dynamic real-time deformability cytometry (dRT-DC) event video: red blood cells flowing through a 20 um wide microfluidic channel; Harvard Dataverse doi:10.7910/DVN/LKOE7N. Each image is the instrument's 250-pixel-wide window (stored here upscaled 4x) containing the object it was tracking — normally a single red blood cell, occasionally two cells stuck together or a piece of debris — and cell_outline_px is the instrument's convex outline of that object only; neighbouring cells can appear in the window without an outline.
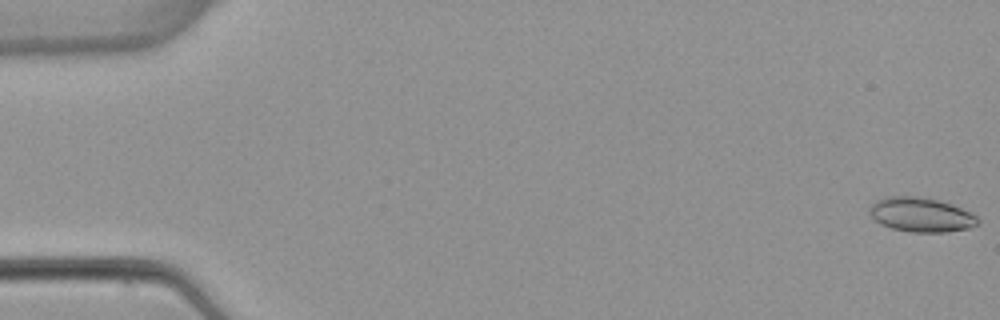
{"species": "common noctule bat (a hibernating species)", "species_latin": "Nyctalus noctula", "temperature_condition": "warm", "stored_images_in_passage": 5, "camera_frame_rate_fps": 3000, "um_per_image_px": 0.085, "animal": {"sex": "female", "body_mass_g": 22.7, "forearm_length_mm": 54.2}, "frame": {"image": 1, "passage_image": 1, "time_ms": 0.0, "image_size_px": [1000, 320], "cell_outline_px": [[980, 220], [976, 224], [968, 228], [944, 232], [912, 232], [892, 228], [880, 224], [868, 212], [868, 208], [876, 200], [892, 196], [916, 196], [936, 200], [960, 208], [976, 216]], "centroid_in_image_um": [78.24, 18.26], "position_along_channel_um": 6.8, "area_um2": 21.27}}
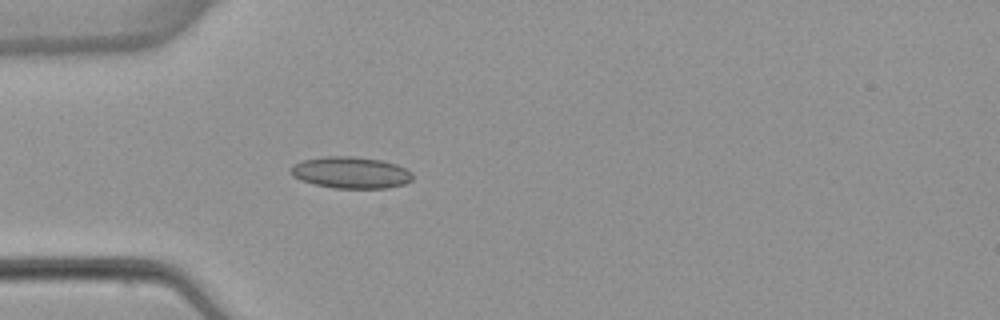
{"frame": {"image": 2, "passage_image": 5, "time_ms": 5.0, "image_size_px": [1000, 320], "cell_outline_px": [[412, 180], [404, 184], [388, 188], [332, 188], [300, 180], [292, 176], [288, 172], [288, 168], [304, 160], [324, 156], [356, 156], [380, 160], [396, 164], [412, 172]], "centroid_in_image_um": [29.8, 14.67], "position_along_channel_um": 55.2, "area_um2": 22.54}}